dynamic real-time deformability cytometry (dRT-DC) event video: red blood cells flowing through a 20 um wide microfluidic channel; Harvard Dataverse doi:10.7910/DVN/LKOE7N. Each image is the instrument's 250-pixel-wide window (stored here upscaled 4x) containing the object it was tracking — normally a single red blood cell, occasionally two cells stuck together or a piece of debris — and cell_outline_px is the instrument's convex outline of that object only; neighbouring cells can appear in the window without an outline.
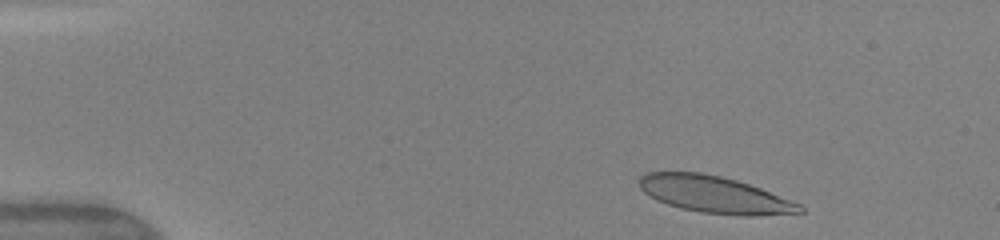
{"species": "human", "species_latin": "Homo sapiens", "temperature_condition": "warm", "stored_images_in_passage": 41, "camera_frame_rate_fps": 3000, "um_per_image_px": 0.085, "donor": {"sex": "female"}, "frame": {"image": 1, "passage_image": 3, "time_ms": 0.667, "image_size_px": [1000, 240], "cell_outline_px": [[804, 212], [756, 216], [744, 216], [700, 212], [680, 208], [656, 200], [648, 196], [640, 188], [640, 176], [644, 172], [700, 172], [720, 176], [736, 180], [760, 188], [800, 204], [804, 208]], "centroid_in_image_um": [60.71, 16.54], "position_along_channel_um": 24.3, "area_um2": 34.39}}
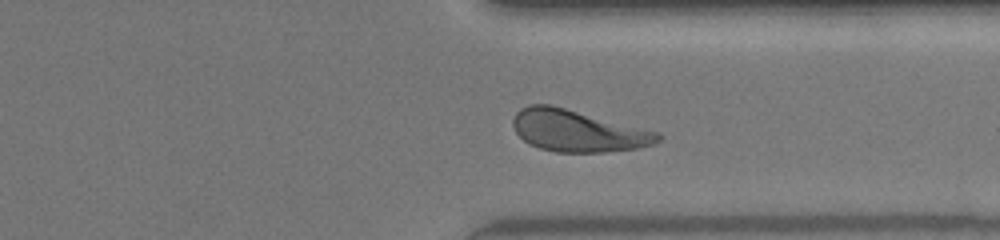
{"frame": {"image": 2, "passage_image": 34, "time_ms": 11.0, "image_size_px": [1000, 240], "cell_outline_px": [[664, 136], [660, 140], [652, 144], [636, 148], [604, 152], [556, 152], [540, 148], [528, 144], [516, 132], [512, 124], [512, 120], [516, 112], [520, 108], [528, 104], [552, 104], [660, 132]], "centroid_in_image_um": [49.1, 11.1], "position_along_channel_um": 362.3, "area_um2": 35.49}}
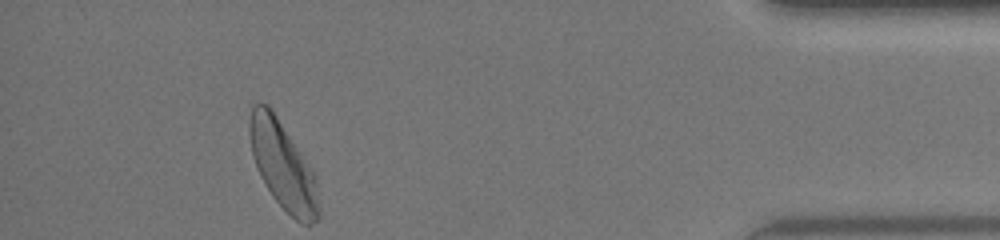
{"frame": {"image": 3, "passage_image": 41, "time_ms": 13.333, "image_size_px": [1000, 240], "cell_outline_px": [[320, 216], [312, 224], [300, 224], [272, 196], [260, 176], [252, 156], [248, 132], [248, 120], [252, 104], [260, 100], [268, 104], [316, 176], [320, 212]], "centroid_in_image_um": [24.02, 14.05], "position_along_channel_um": 411.2, "area_um2": 35.32}, "authors_computed_cell_mechanics": {"area_um2": 35.3736, "velocity_mm_per_s": 4.1411, "shape_relaxation_time_tau1_ms": 4.9045, "shape_relaxation_time_tau2_ms": 0.7814, "deformation_change_tau1": 0.1976, "deformation_change_tau2": 0.0987}}